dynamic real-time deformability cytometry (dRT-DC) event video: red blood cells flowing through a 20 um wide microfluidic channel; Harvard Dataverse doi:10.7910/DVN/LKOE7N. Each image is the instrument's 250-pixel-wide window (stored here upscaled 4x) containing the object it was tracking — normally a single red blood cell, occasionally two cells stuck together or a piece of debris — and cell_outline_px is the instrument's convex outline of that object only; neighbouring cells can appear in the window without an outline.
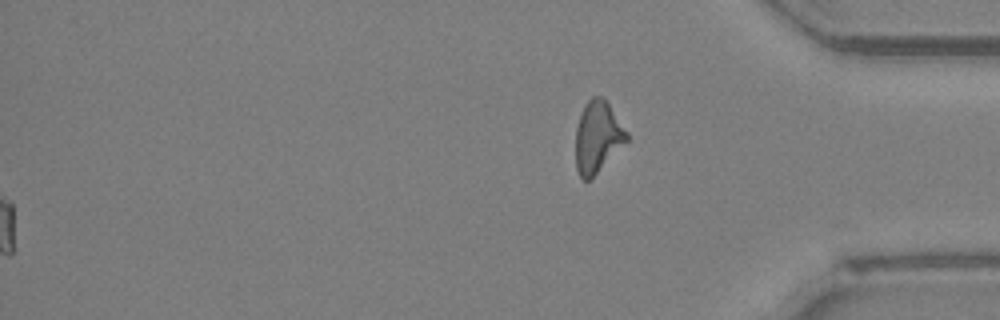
{"species": "Egyptian fruit bat (a non-hibernating species)", "species_latin": "Rousettus aegyptiacus", "temperature_condition": "room temperature", "stored_images_in_passage": 48, "segment_of_instrument_passage": [2, 2], "camera_frame_rate_fps": 3000, "um_per_image_px": 0.085, "animal": {"sex": "female"}, "frame": {"image": 1, "passage_image": 48, "time_ms": 15.667, "image_size_px": [1000, 320], "cell_outline_px": [[628, 140], [588, 180], [584, 180], [580, 176], [576, 168], [576, 128], [584, 104], [592, 96], [600, 96], [608, 104], [628, 132]], "centroid_in_image_um": [50.78, 11.61], "position_along_channel_um": 384.4, "area_um2": 20.69}}